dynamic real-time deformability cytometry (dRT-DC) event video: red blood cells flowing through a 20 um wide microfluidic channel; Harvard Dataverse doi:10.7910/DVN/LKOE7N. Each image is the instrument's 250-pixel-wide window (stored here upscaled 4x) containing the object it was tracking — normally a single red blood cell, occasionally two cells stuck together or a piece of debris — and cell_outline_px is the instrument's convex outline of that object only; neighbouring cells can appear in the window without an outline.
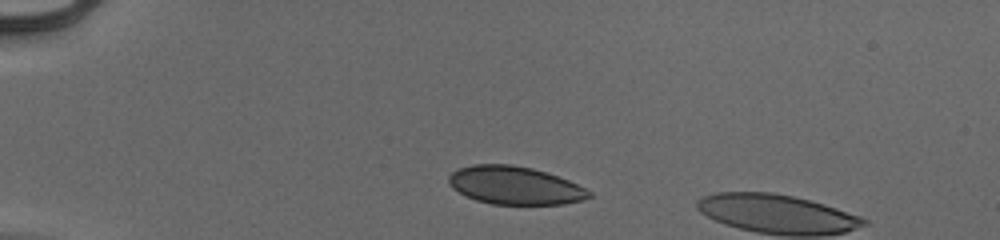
{"species": "human", "species_latin": "Homo sapiens", "temperature_condition": "cold", "stored_images_in_passage": 5, "camera_frame_rate_fps": 3000, "um_per_image_px": 0.085, "donor": {"sex": "male"}, "frame": {"image": 1, "passage_image": 1, "time_ms": 0.0, "image_size_px": [1000, 240], "cell_outline_px": [[592, 196], [580, 200], [564, 204], [492, 204], [476, 200], [452, 188], [448, 184], [448, 176], [456, 168], [472, 164], [512, 164], [532, 168], [568, 180], [592, 192]], "centroid_in_image_um": [43.71, 15.75], "position_along_channel_um": 41.3, "area_um2": 30.98}}